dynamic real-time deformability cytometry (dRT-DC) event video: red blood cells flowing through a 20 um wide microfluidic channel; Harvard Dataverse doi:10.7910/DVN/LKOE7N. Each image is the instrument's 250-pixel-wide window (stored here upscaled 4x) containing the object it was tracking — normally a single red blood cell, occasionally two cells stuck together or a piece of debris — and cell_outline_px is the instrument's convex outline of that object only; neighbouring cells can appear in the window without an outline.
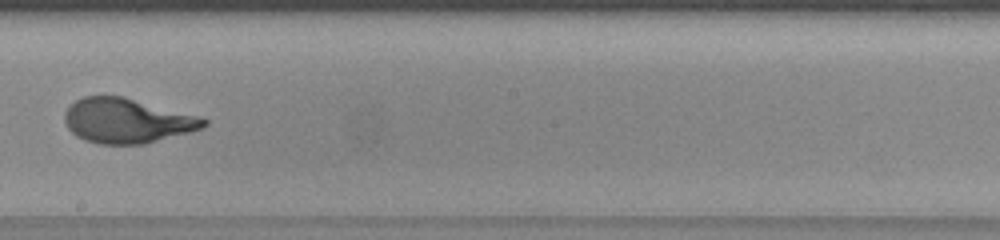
{"species": "human", "species_latin": "Homo sapiens", "temperature_condition": "warm", "stored_images_in_passage": 45, "camera_frame_rate_fps": 3000, "um_per_image_px": 0.085, "donor": {"sex": "female"}, "frame": {"image": 1, "passage_image": 26, "time_ms": 8.333, "image_size_px": [1000, 240], "cell_outline_px": [[208, 124], [204, 128], [144, 144], [100, 144], [84, 140], [76, 136], [68, 128], [64, 120], [64, 112], [76, 100], [84, 96], [124, 96], [196, 116], [208, 120]], "centroid_in_image_um": [10.77, 10.27], "position_along_channel_um": 237.4, "area_um2": 36.01}}